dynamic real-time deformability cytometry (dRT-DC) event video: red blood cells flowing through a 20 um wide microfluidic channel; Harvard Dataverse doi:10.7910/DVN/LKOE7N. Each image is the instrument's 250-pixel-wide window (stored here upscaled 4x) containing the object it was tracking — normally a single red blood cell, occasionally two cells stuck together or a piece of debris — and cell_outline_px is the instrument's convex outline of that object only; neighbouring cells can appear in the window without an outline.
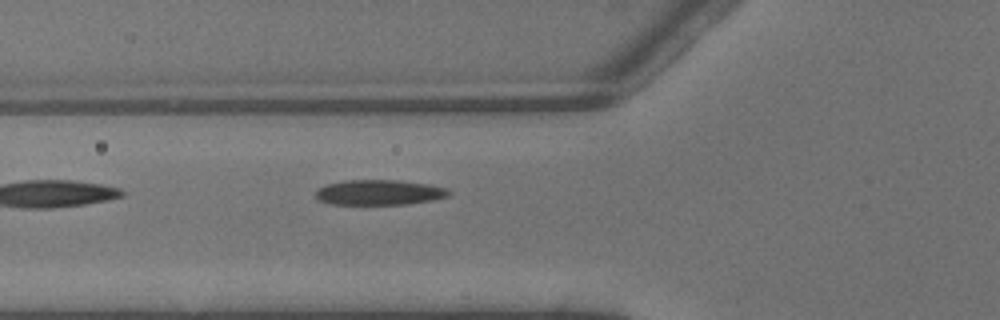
{"species": "common noctule bat (a hibernating species)", "species_latin": "Nyctalus noctula", "temperature_condition": "warm", "stored_images_in_passage": 5, "camera_frame_rate_fps": 3000, "um_per_image_px": 0.085, "animal": {"sex": "male", "body_mass_g": 13.3}, "frame": {"image": 1, "passage_image": 5, "time_ms": 1.333, "image_size_px": [1000, 320], "cell_outline_px": [[448, 196], [432, 200], [404, 204], [332, 204], [316, 200], [316, 188], [328, 184], [344, 180], [400, 180], [428, 184], [448, 188]], "centroid_in_image_um": [32.19, 16.35], "position_along_channel_um": 93.6, "area_um2": 19.54}}